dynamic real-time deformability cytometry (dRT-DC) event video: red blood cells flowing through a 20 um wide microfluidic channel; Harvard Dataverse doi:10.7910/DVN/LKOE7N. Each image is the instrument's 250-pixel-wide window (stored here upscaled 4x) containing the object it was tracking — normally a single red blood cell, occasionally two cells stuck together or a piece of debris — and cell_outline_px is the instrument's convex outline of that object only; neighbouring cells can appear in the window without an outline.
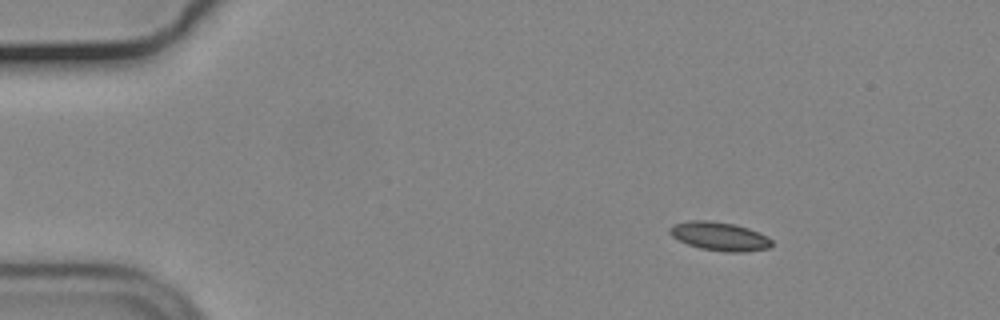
{"species": "common noctule bat (a hibernating species)", "species_latin": "Nyctalus noctula", "temperature_condition": "cold", "stored_images_in_passage": 56, "camera_frame_rate_fps": 3000, "um_per_image_px": 0.085, "animal": {"sex": "male", "body_mass_g": 19.2, "forearm_length_mm": 51.8}, "frame": {"image": 1, "passage_image": 8, "time_ms": 2.333, "image_size_px": [1000, 320], "cell_outline_px": [[772, 244], [768, 248], [744, 252], [724, 252], [700, 248], [688, 244], [672, 236], [668, 232], [668, 228], [672, 224], [688, 220], [708, 220], [732, 224], [748, 228], [768, 236], [772, 240]], "centroid_in_image_um": [61.14, 20.08], "position_along_channel_um": 23.9, "area_um2": 17.05}}
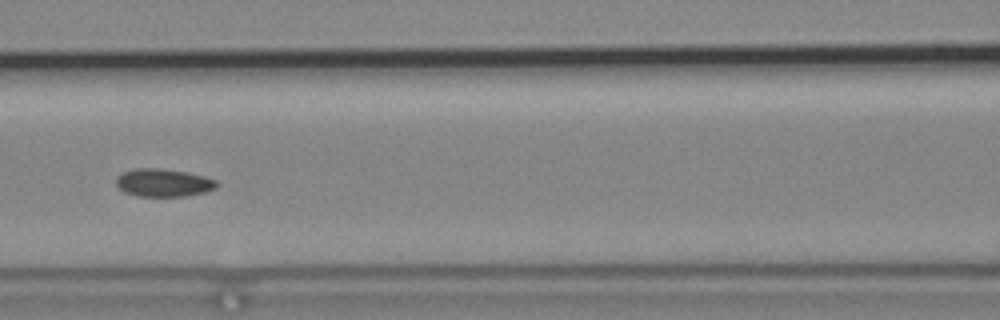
{"frame": {"image": 2, "passage_image": 25, "time_ms": 8.0, "image_size_px": [1000, 320], "cell_outline_px": [[220, 184], [216, 188], [204, 192], [184, 196], [140, 196], [124, 192], [116, 184], [116, 176], [124, 172], [136, 168], [160, 168], [188, 172], [204, 176], [216, 180]], "centroid_in_image_um": [13.91, 15.52], "position_along_channel_um": 152.7, "area_um2": 16.36}}
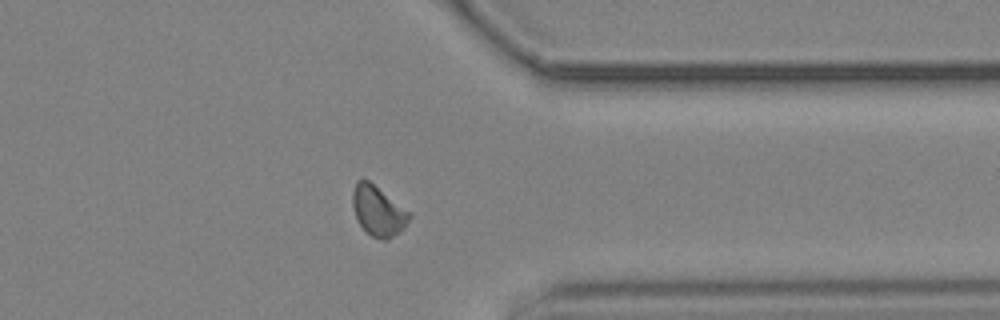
{"frame": {"image": 3, "passage_image": 44, "time_ms": 14.333, "image_size_px": [1000, 320], "cell_outline_px": [[412, 216], [404, 228], [400, 232], [388, 240], [384, 240], [372, 236], [356, 220], [352, 204], [352, 192], [356, 180], [368, 180], [408, 212]], "centroid_in_image_um": [32.11, 17.95], "position_along_channel_um": 379.3, "area_um2": 16.18}, "authors_computed_cell_mechanics": {"area_um2": 15.9528, "velocity_mm_per_s": 3.6845, "shape_relaxation_time_tau1_ms": null, "shape_relaxation_time_tau2_ms": 4.0362, "deformation_change_tau1": null, "deformation_change_tau2": 0.0744}}